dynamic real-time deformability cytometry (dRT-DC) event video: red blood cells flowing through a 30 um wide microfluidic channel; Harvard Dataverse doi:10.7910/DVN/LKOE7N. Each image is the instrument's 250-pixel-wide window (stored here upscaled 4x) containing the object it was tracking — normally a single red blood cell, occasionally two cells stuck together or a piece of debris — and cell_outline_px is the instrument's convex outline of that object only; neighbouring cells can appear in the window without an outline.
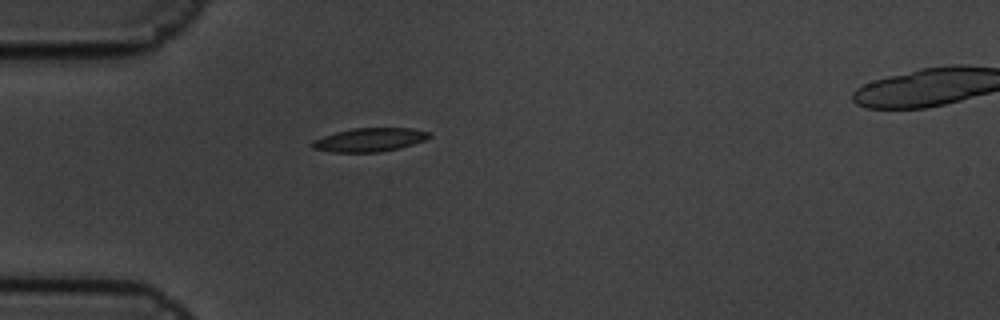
{"species": "common noctule bat (a hibernating species)", "species_latin": "Nyctalus noctula", "temperature_condition": "cold", "stored_images_in_passage": 2, "camera_frame_rate_fps": 3000, "um_per_image_px": 0.085, "animal": {"sex": "male", "body_mass_g": 19.5, "forearm_length_mm": 54.6}, "frame": {"image": 1, "passage_image": 1, "time_ms": 0.0, "image_size_px": [1000, 320], "cell_outline_px": [[432, 136], [424, 140], [400, 148], [380, 152], [332, 152], [312, 148], [312, 140], [336, 132], [352, 128], [412, 128], [432, 132]], "centroid_in_image_um": [31.44, 11.88], "position_along_channel_um": 53.6, "area_um2": 16.13}}